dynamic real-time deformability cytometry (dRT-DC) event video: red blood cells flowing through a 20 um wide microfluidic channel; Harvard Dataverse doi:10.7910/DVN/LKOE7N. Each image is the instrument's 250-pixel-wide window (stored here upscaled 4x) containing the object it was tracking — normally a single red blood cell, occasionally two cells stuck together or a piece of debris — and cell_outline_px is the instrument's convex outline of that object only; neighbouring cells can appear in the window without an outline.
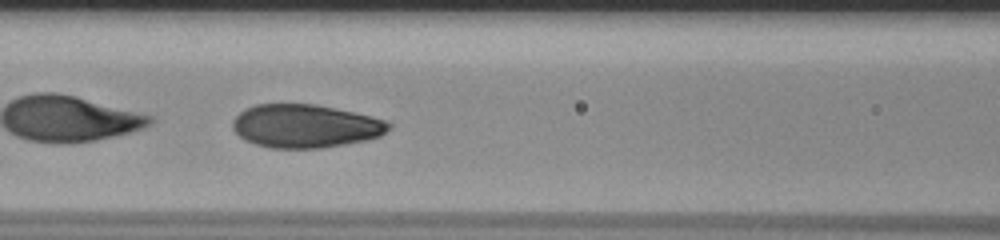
{"species": "human", "species_latin": "Homo sapiens", "temperature_condition": "room temperature", "stored_images_in_passage": 49, "camera_frame_rate_fps": 3000, "um_per_image_px": 0.085, "donor": {"sex": "male"}, "frame": {"image": 1, "passage_image": 20, "time_ms": 6.333, "image_size_px": [1000, 240], "cell_outline_px": [[392, 128], [380, 136], [368, 140], [320, 148], [272, 148], [256, 144], [244, 140], [232, 128], [232, 120], [244, 108], [256, 104], [316, 104], [372, 116], [388, 120], [392, 124]], "centroid_in_image_um": [25.98, 10.71], "position_along_channel_um": 140.6, "area_um2": 39.65}}
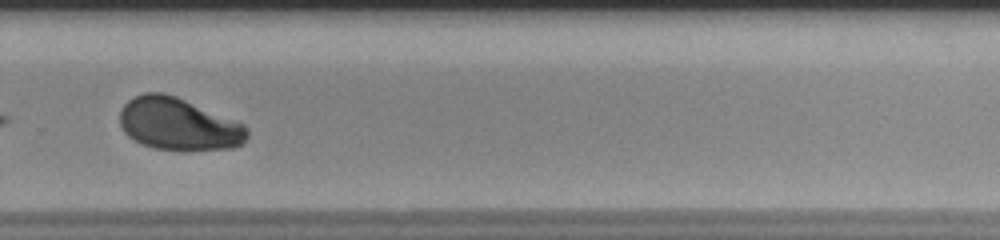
{"frame": {"image": 2, "passage_image": 34, "time_ms": 11.0, "image_size_px": [1000, 240], "cell_outline_px": [[248, 136], [244, 144], [232, 148], [156, 148], [140, 144], [128, 136], [124, 132], [120, 124], [120, 112], [124, 104], [128, 100], [144, 92], [164, 92], [176, 96], [244, 124], [248, 128]], "centroid_in_image_um": [15.16, 10.52], "position_along_channel_um": 314.6, "area_um2": 38.26}}
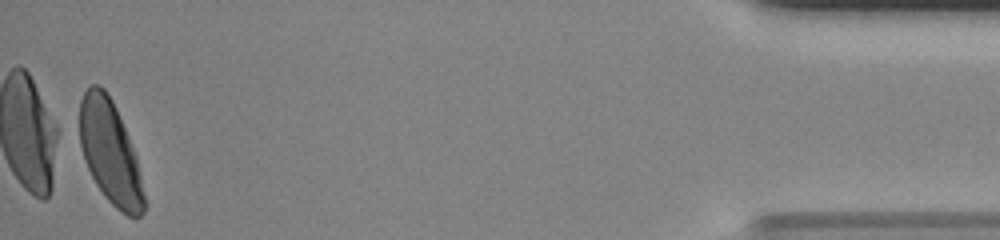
{"frame": {"image": 3, "passage_image": 49, "time_ms": 16.0, "image_size_px": [1000, 240], "cell_outline_px": [[148, 204], [144, 212], [140, 216], [128, 216], [116, 208], [104, 196], [96, 184], [84, 160], [80, 144], [80, 100], [84, 92], [92, 84], [96, 84], [104, 88], [112, 100], [116, 108], [136, 156]], "centroid_in_image_um": [9.38, 12.99], "position_along_channel_um": 425.8, "area_um2": 38.73}, "authors_computed_cell_mechanics": {"area_um2": 40.1132, "velocity_mm_per_s": 3.7386, "shape_relaxation_time_tau1_ms": 3.2116, "shape_relaxation_time_tau2_ms": null, "deformation_change_tau1": 0.1562, "deformation_change_tau2": null}}